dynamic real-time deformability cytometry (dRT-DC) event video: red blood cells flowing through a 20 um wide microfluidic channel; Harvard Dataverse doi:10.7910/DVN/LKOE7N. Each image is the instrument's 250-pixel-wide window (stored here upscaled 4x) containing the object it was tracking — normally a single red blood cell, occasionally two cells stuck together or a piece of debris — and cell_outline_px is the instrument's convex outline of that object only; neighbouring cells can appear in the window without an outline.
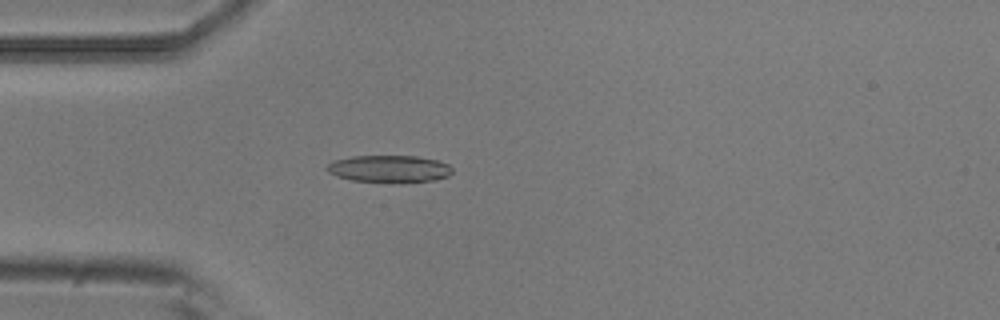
{"species": "common noctule bat (a hibernating species)", "species_latin": "Nyctalus noctula", "temperature_condition": "room temperature", "stored_images_in_passage": 1, "camera_frame_rate_fps": 3000, "um_per_image_px": 0.085, "animal": {"sex": "male", "body_mass_g": 20.5, "forearm_length_mm": 52.5}, "frame": {"image": 1, "passage_image": 1, "time_ms": 0.0, "image_size_px": [1000, 320], "cell_outline_px": [[452, 172], [448, 176], [436, 180], [400, 184], [392, 184], [352, 180], [336, 176], [328, 172], [324, 168], [332, 160], [352, 156], [416, 156], [436, 160], [448, 164], [452, 168]], "centroid_in_image_um": [33.07, 14.38], "position_along_channel_um": 51.9, "area_um2": 20.46}}